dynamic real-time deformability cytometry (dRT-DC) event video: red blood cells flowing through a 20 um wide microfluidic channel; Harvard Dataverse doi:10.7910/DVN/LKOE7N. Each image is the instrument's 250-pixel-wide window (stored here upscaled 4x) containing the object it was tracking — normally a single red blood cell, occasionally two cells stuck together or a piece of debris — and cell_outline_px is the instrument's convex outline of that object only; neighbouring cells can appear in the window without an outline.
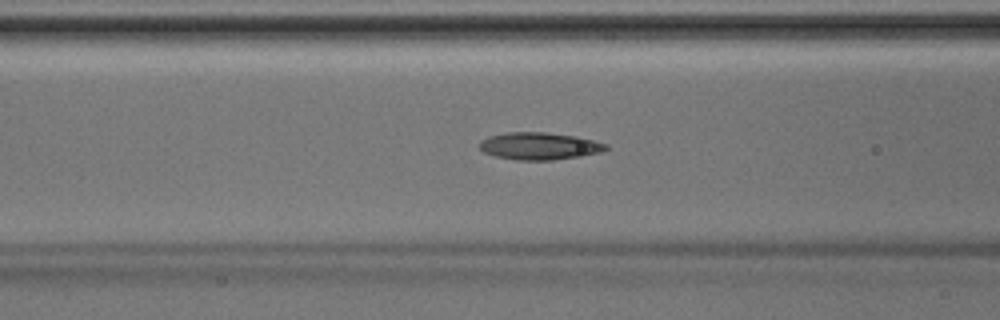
{"species": "Egyptian fruit bat (a non-hibernating species)", "species_latin": "Rousettus aegyptiacus", "temperature_condition": "room temperature", "stored_images_in_passage": 46, "camera_frame_rate_fps": 3000, "um_per_image_px": 0.085, "animal": {"sex": "male"}, "frame": {"image": 1, "passage_image": 18, "time_ms": 5.667, "image_size_px": [1000, 320], "cell_outline_px": [[608, 148], [604, 152], [580, 156], [552, 160], [516, 160], [496, 156], [484, 152], [480, 148], [480, 140], [488, 136], [508, 132], [544, 132], [576, 136], [608, 144]], "centroid_in_image_um": [45.86, 12.41], "position_along_channel_um": 120.7, "area_um2": 20.11}}
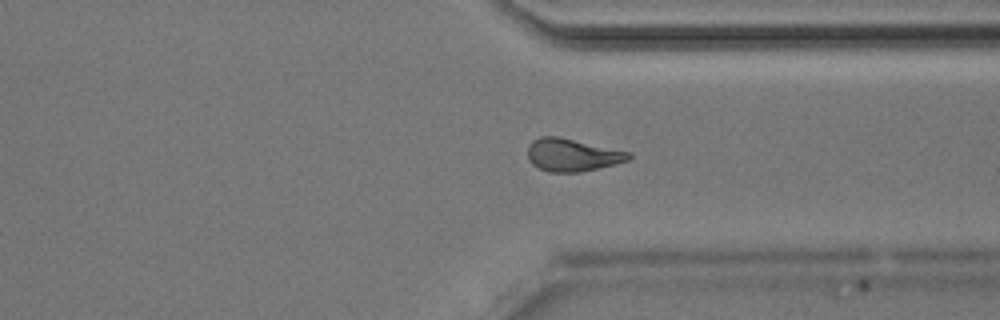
{"frame": {"image": 2, "passage_image": 34, "time_ms": 11.0, "image_size_px": [1000, 320], "cell_outline_px": [[632, 156], [628, 160], [616, 164], [580, 172], [548, 172], [532, 164], [528, 160], [528, 144], [532, 140], [540, 136], [560, 136], [632, 152]], "centroid_in_image_um": [48.65, 13.15], "position_along_channel_um": 362.8, "area_um2": 19.54}}
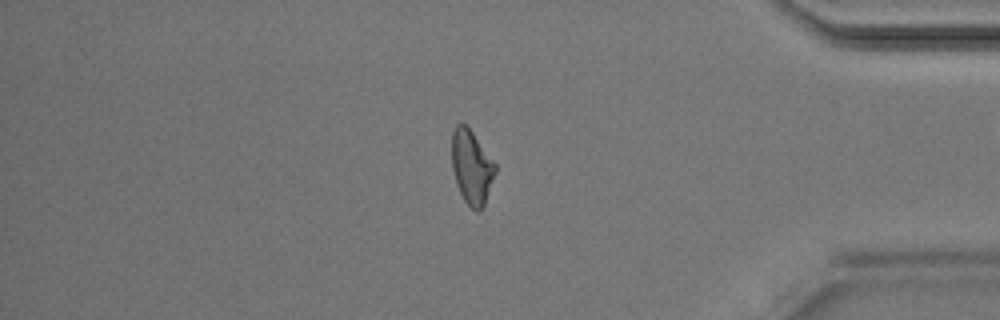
{"frame": {"image": 3, "passage_image": 38, "time_ms": 12.333, "image_size_px": [1000, 320], "cell_outline_px": [[496, 172], [484, 204], [480, 212], [476, 212], [464, 200], [456, 184], [452, 168], [452, 132], [456, 124], [468, 124], [496, 164]], "centroid_in_image_um": [40.09, 14.17], "position_along_channel_um": 395.1, "area_um2": 18.9}}